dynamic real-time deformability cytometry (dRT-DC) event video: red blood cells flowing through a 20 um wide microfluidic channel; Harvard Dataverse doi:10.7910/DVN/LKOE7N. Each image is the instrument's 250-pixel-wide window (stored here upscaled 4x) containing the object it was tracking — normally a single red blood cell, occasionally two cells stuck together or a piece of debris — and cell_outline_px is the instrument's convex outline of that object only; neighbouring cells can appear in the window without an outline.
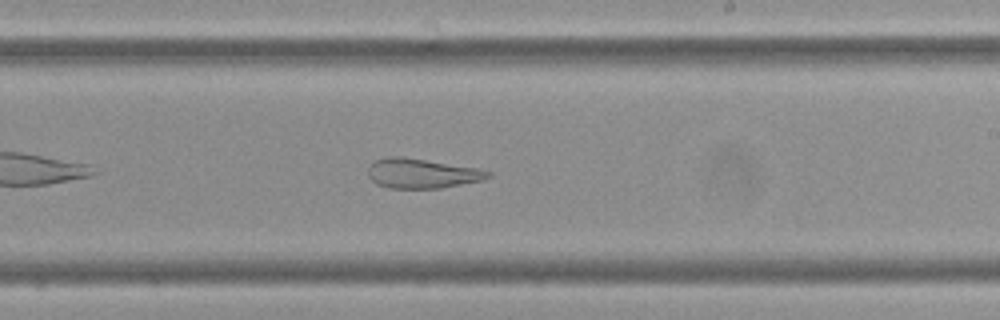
{"species": "Egyptian fruit bat (a non-hibernating species)", "species_latin": "Rousettus aegyptiacus", "temperature_condition": "cold", "stored_images_in_passage": 42, "camera_frame_rate_fps": 3000, "um_per_image_px": 0.085, "frame": {"image": 1, "passage_image": 19, "time_ms": 6.0, "image_size_px": [1000, 320], "cell_outline_px": [[492, 176], [480, 180], [440, 188], [388, 188], [376, 184], [368, 176], [368, 168], [376, 160], [388, 156], [400, 156], [480, 168], [492, 172]], "centroid_in_image_um": [35.86, 14.73], "position_along_channel_um": 253.1, "area_um2": 20.69}}
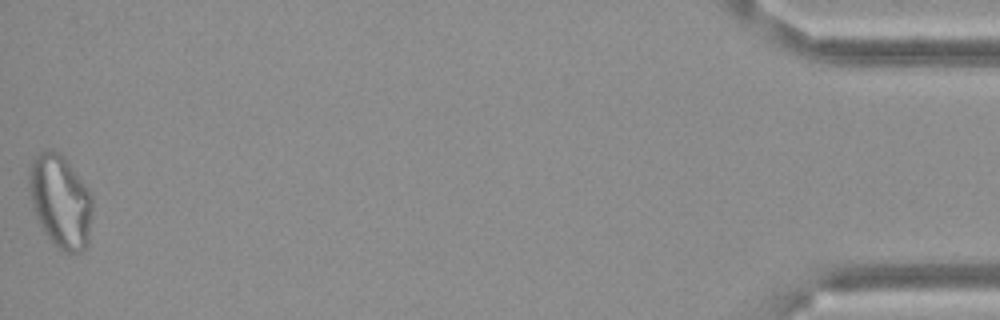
{"frame": {"image": 2, "passage_image": 42, "time_ms": 13.667, "image_size_px": [1000, 320], "cell_outline_px": [[92, 212], [88, 244], [80, 252], [60, 252], [56, 248], [44, 232], [32, 208], [28, 192], [28, 172], [32, 160], [40, 152], [52, 148], [68, 164], [88, 188], [92, 196]], "centroid_in_image_um": [5.11, 17.15], "position_along_channel_um": 430.1, "area_um2": 34.39}, "authors_computed_cell_mechanics": {"area_um2": 25.1141, "velocity_mm_per_s": 3.5023, "shape_relaxation_time_tau1_ms": null, "shape_relaxation_time_tau2_ms": 2.7056, "deformation_change_tau1": null, "deformation_change_tau2": 0.1299}}